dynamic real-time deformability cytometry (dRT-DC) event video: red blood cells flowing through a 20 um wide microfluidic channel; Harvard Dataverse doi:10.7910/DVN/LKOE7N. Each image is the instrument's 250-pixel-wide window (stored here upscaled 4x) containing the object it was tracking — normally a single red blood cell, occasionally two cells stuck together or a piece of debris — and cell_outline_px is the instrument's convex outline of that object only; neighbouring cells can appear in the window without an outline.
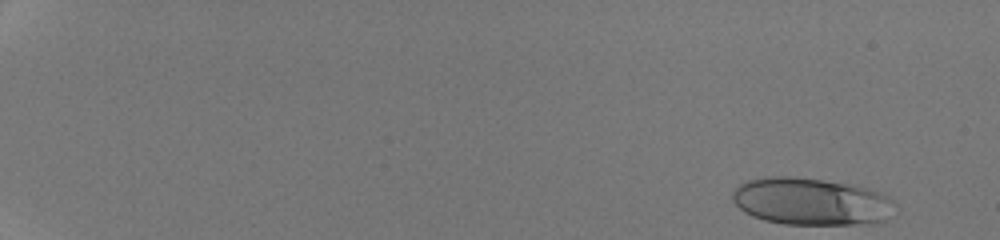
{"species": "human", "species_latin": "Homo sapiens", "temperature_condition": "room temperature", "stored_images_in_passage": 46, "camera_frame_rate_fps": 3000, "um_per_image_px": 0.085, "donor": {"sex": "male"}, "frame": {"image": 1, "passage_image": 1, "time_ms": 0.0, "image_size_px": [1000, 240], "cell_outline_px": [[896, 204], [884, 220], [872, 224], [784, 224], [764, 220], [752, 216], [744, 212], [732, 200], [732, 192], [740, 184], [748, 180], [764, 176], [792, 176], [852, 184], [888, 196]], "centroid_in_image_um": [68.9, 17.12], "position_along_channel_um": 16.1, "area_um2": 44.68}}
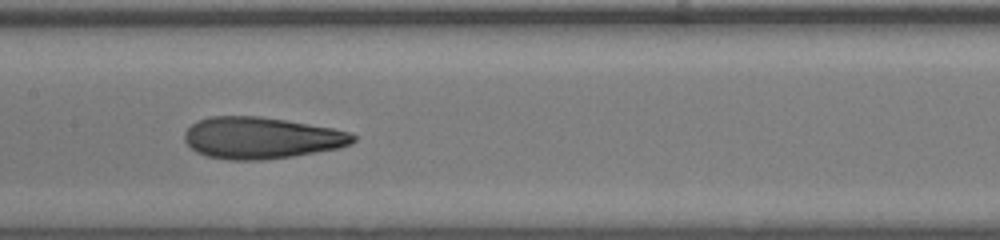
{"frame": {"image": 2, "passage_image": 27, "time_ms": 8.667, "image_size_px": [1000, 240], "cell_outline_px": [[356, 140], [352, 144], [336, 148], [292, 156], [260, 160], [232, 160], [208, 156], [196, 152], [184, 140], [184, 132], [196, 120], [208, 116], [260, 116], [332, 128], [352, 132], [356, 136]], "centroid_in_image_um": [22.19, 11.71], "position_along_channel_um": 185.2, "area_um2": 40.75}}
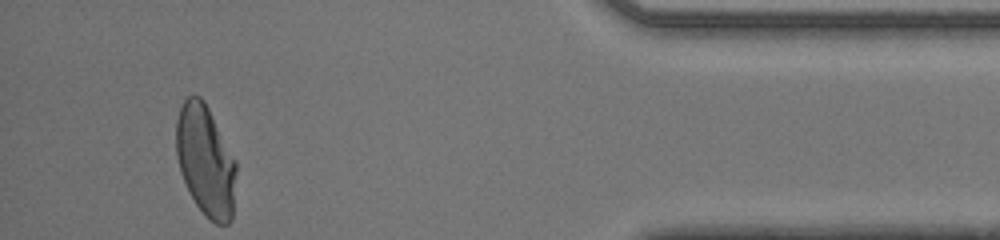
{"frame": {"image": 3, "passage_image": 46, "time_ms": 15.0, "image_size_px": [1000, 240], "cell_outline_px": [[236, 172], [232, 220], [228, 224], [216, 224], [196, 204], [180, 172], [176, 156], [176, 120], [180, 104], [188, 96], [200, 96], [204, 100], [236, 160]], "centroid_in_image_um": [17.47, 13.62], "position_along_channel_um": 417.7, "area_um2": 38.67}, "authors_computed_cell_mechanics": {"area_um2": 40.8068, "velocity_mm_per_s": 4.2936, "shape_relaxation_time_tau1_ms": 8.3435, "shape_relaxation_time_tau2_ms": 0.8643, "deformation_change_tau1": 0.2925, "deformation_change_tau2": 0.0852}}